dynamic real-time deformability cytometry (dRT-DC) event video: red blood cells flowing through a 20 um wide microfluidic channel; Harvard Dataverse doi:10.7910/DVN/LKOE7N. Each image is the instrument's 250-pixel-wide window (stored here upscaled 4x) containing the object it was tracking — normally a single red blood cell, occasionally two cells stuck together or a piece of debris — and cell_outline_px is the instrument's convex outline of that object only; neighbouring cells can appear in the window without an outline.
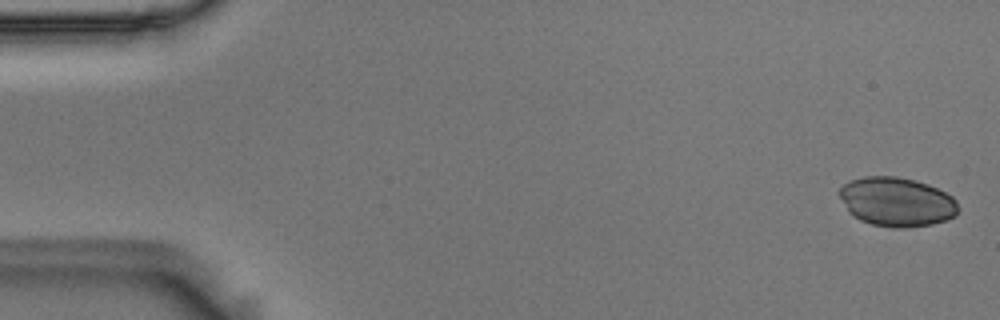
{"species": "Egyptian fruit bat (a non-hibernating species)", "species_latin": "Rousettus aegyptiacus", "temperature_condition": "room temperature", "stored_images_in_passage": 56, "camera_frame_rate_fps": 3000, "um_per_image_px": 0.085, "animal": {"sex": "male"}, "frame": {"image": 1, "passage_image": 2, "time_ms": 0.333, "image_size_px": [1000, 320], "cell_outline_px": [[956, 216], [932, 224], [904, 228], [896, 228], [872, 224], [860, 220], [852, 216], [848, 212], [836, 192], [844, 184], [852, 180], [864, 176], [896, 176], [916, 180], [928, 184], [952, 196], [956, 200]], "centroid_in_image_um": [76.17, 17.15], "position_along_channel_um": 8.8, "area_um2": 34.1}}